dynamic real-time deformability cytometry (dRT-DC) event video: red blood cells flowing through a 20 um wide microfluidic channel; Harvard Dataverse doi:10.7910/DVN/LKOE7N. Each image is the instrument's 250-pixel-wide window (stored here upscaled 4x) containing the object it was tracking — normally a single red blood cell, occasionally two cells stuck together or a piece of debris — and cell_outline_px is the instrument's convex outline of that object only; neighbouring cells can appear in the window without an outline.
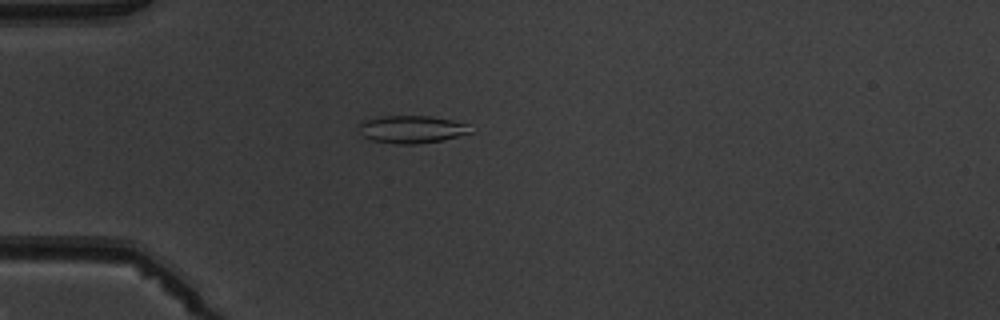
{"species": "common noctule bat (a hibernating species)", "species_latin": "Nyctalus noctula", "temperature_condition": "warm", "stored_images_in_passage": 3, "camera_frame_rate_fps": 3000, "um_per_image_px": 0.085, "animal": {"sex": "male", "body_mass_g": 19.5, "forearm_length_mm": 54.6}, "frame": {"image": 1, "passage_image": 3, "time_ms": 3.333, "image_size_px": [1000, 320], "cell_outline_px": [[472, 132], [440, 140], [416, 144], [396, 144], [372, 140], [364, 136], [356, 124], [360, 120], [384, 116], [432, 116], [452, 120], [468, 124]], "centroid_in_image_um": [34.94, 10.98], "position_along_channel_um": 50.1, "area_um2": 17.92}}